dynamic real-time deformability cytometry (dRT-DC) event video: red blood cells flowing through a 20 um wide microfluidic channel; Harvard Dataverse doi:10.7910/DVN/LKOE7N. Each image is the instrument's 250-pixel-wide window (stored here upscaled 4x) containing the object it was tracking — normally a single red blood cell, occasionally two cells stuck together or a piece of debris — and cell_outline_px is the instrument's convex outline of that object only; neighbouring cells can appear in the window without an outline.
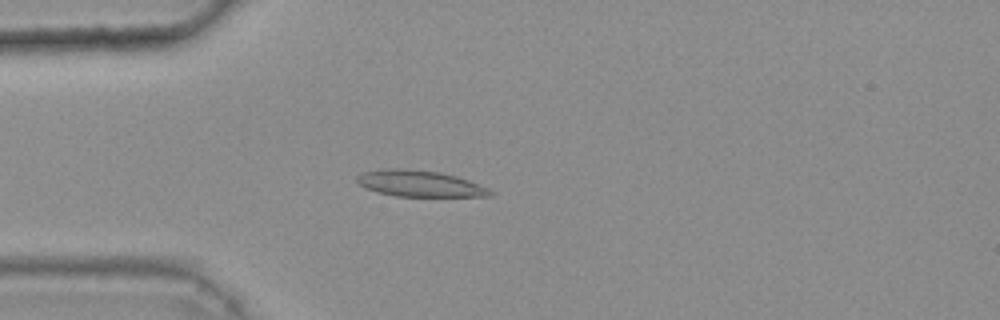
{"species": "common noctule bat (a hibernating species)", "species_latin": "Nyctalus noctula", "temperature_condition": "warm", "stored_images_in_passage": 45, "camera_frame_rate_fps": 3000, "um_per_image_px": 0.085, "animal": {"sex": "female", "body_mass_g": 25.1}, "frame": {"image": 1, "passage_image": 14, "time_ms": 4.333, "image_size_px": [1000, 320], "cell_outline_px": [[496, 192], [492, 196], [396, 196], [376, 192], [364, 188], [356, 184], [356, 176], [364, 172], [384, 168], [404, 168], [440, 172], [456, 176], [468, 180], [488, 188]], "centroid_in_image_um": [35.63, 15.6], "position_along_channel_um": 49.4, "area_um2": 20.58}}
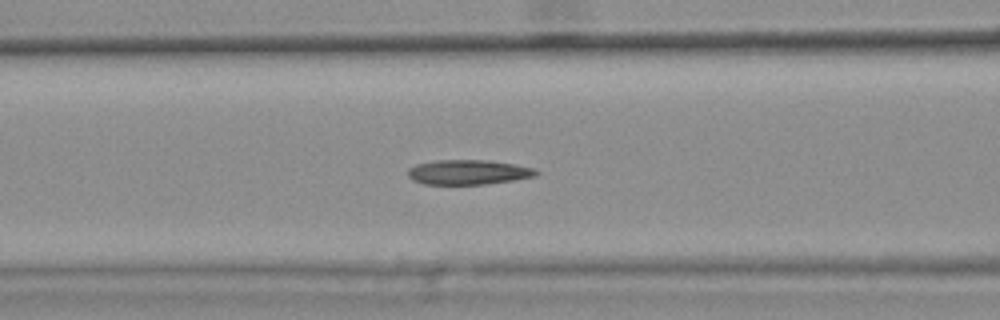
{"frame": {"image": 2, "passage_image": 21, "time_ms": 6.667, "image_size_px": [1000, 320], "cell_outline_px": [[540, 172], [536, 176], [512, 180], [484, 184], [424, 184], [412, 180], [408, 176], [408, 168], [416, 164], [436, 160], [488, 160], [516, 164], [536, 168]], "centroid_in_image_um": [39.82, 14.63], "position_along_channel_um": 126.8, "area_um2": 18.61}}
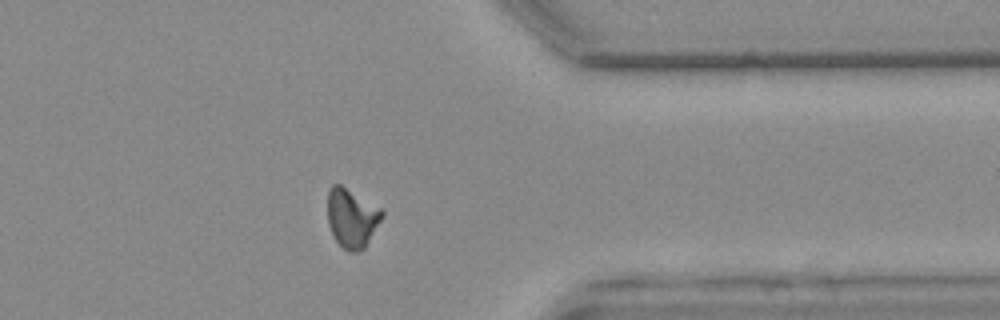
{"frame": {"image": 3, "passage_image": 42, "time_ms": 13.667, "image_size_px": [1000, 320], "cell_outline_px": [[384, 216], [364, 248], [356, 252], [348, 252], [336, 240], [328, 224], [328, 192], [332, 184], [340, 184], [380, 208], [384, 212]], "centroid_in_image_um": [29.91, 18.53], "position_along_channel_um": 381.5, "area_um2": 18.5}, "authors_computed_cell_mechanics": {"area_um2": 18.8428, "velocity_mm_per_s": 3.7979, "shape_relaxation_time_tau1_ms": null, "shape_relaxation_time_tau2_ms": 2.8284, "deformation_change_tau1": null, "deformation_change_tau2": 0.0903}}